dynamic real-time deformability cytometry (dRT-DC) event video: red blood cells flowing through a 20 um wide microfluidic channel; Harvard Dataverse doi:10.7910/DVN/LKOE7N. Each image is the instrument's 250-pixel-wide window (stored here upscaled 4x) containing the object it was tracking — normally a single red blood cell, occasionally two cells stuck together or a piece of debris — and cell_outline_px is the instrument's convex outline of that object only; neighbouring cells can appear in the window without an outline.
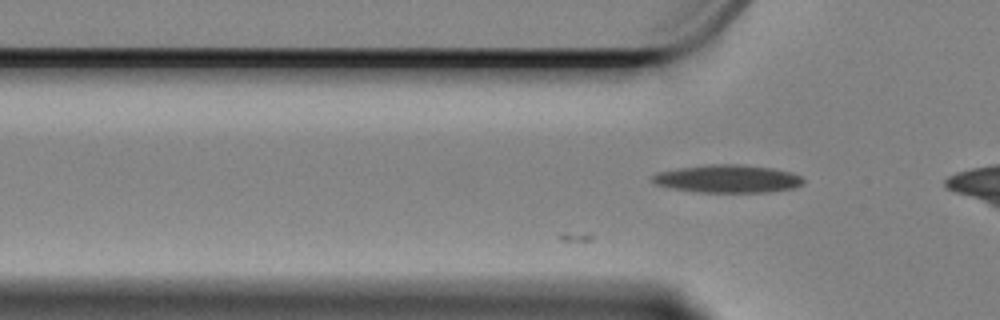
{"species": "Egyptian fruit bat (a non-hibernating species)", "species_latin": "Rousettus aegyptiacus", "temperature_condition": "cold", "stored_images_in_passage": 7, "camera_frame_rate_fps": 3000, "um_per_image_px": 0.085, "animal": {"sex": "female"}, "frame": {"image": 1, "passage_image": 7, "time_ms": 2.0, "image_size_px": [1000, 320], "cell_outline_px": [[804, 180], [800, 184], [792, 188], [768, 192], [696, 192], [672, 188], [656, 184], [652, 180], [652, 176], [660, 172], [680, 168], [712, 164], [740, 164], [772, 168], [788, 172], [800, 176]], "centroid_in_image_um": [61.84, 15.2], "position_along_channel_um": 64.0, "area_um2": 24.1}}